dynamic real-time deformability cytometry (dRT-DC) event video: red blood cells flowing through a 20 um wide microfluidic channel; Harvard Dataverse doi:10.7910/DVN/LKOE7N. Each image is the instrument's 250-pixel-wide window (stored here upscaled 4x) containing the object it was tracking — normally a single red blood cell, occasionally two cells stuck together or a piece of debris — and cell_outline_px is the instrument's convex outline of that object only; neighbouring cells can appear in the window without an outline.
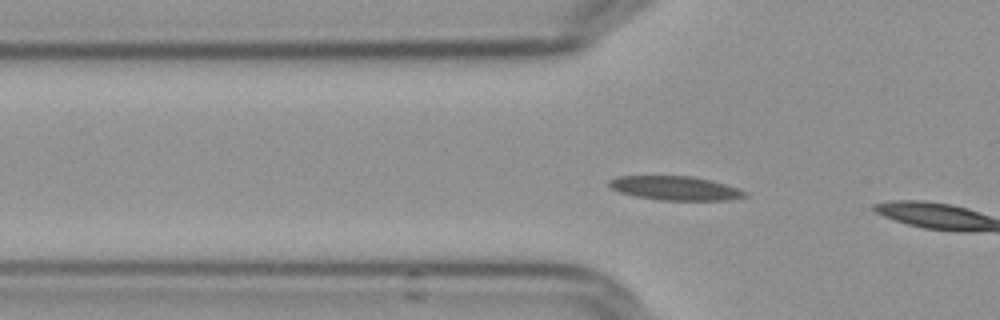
{"species": "Egyptian fruit bat (a non-hibernating species)", "species_latin": "Rousettus aegyptiacus", "temperature_condition": "cold", "stored_images_in_passage": 6, "camera_frame_rate_fps": 3000, "um_per_image_px": 0.085, "frame": {"image": 1, "passage_image": 3, "time_ms": 0.667, "image_size_px": [1000, 320], "cell_outline_px": [[748, 196], [728, 200], [660, 200], [636, 196], [620, 192], [612, 188], [608, 184], [608, 180], [616, 176], [692, 176], [724, 184], [748, 192]], "centroid_in_image_um": [57.38, 15.99], "position_along_channel_um": 68.4, "area_um2": 18.84}}